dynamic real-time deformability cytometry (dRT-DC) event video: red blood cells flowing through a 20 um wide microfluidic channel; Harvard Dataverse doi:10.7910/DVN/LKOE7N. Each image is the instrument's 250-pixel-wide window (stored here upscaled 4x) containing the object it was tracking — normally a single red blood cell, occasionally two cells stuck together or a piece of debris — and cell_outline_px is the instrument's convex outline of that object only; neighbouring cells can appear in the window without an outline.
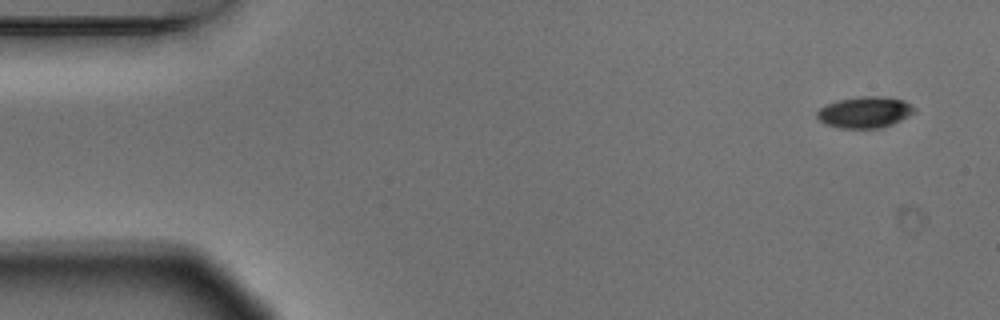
{"species": "Egyptian fruit bat (a non-hibernating species)", "species_latin": "Rousettus aegyptiacus", "temperature_condition": "warm", "stored_images_in_passage": 9, "camera_frame_rate_fps": 3000, "um_per_image_px": 0.085, "animal": {"sex": "male"}, "frame": {"image": 1, "passage_image": 1, "time_ms": 0.0, "image_size_px": [1000, 320], "cell_outline_px": [[916, 112], [892, 124], [880, 128], [836, 128], [824, 124], [816, 116], [816, 112], [824, 104], [836, 100], [860, 96], [888, 96], [904, 100], [916, 108]], "centroid_in_image_um": [73.49, 9.53], "position_along_channel_um": 11.5, "area_um2": 18.09}}
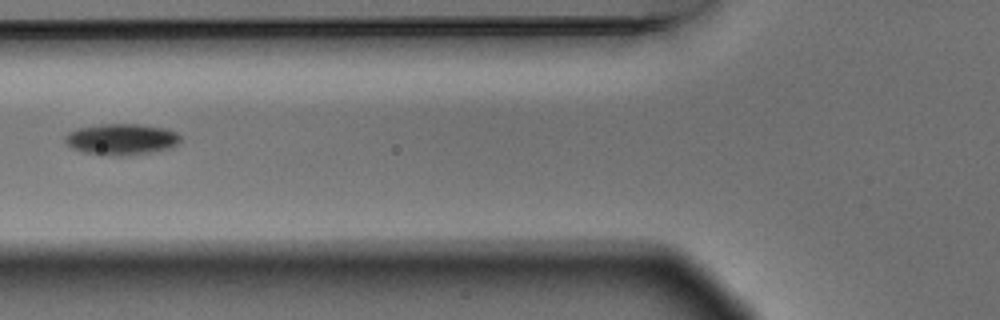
{"frame": {"image": 2, "passage_image": 6, "time_ms": 1.667, "image_size_px": [1000, 320], "cell_outline_px": [[180, 140], [172, 148], [152, 152], [120, 156], [100, 156], [80, 152], [72, 148], [64, 140], [64, 136], [68, 132], [80, 128], [100, 124], [136, 124], [164, 128], [176, 132], [180, 136]], "centroid_in_image_um": [10.28, 11.86], "position_along_channel_um": 115.5, "area_um2": 21.15}}
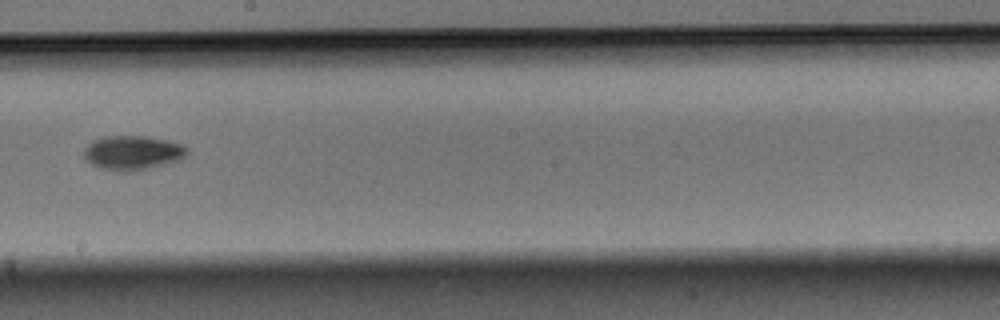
{"frame": {"image": 3, "passage_image": 9, "time_ms": 2.667, "image_size_px": [1000, 320], "cell_outline_px": [[188, 152], [180, 160], [148, 168], [128, 172], [120, 172], [100, 168], [84, 160], [84, 148], [92, 140], [108, 136], [144, 136], [168, 140], [184, 144], [188, 148]], "centroid_in_image_um": [11.26, 12.98], "position_along_channel_um": 236.9, "area_um2": 20.75}}